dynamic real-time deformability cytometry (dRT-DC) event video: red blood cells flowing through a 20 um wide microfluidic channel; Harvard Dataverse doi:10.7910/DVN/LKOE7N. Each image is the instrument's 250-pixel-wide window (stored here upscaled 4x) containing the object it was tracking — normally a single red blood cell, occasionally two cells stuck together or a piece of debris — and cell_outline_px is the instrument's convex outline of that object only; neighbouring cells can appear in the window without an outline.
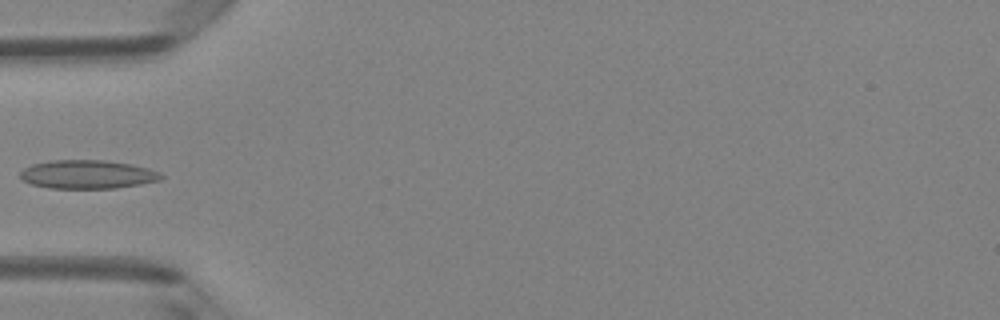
{"species": "Egyptian fruit bat (a non-hibernating species)", "species_latin": "Rousettus aegyptiacus", "temperature_condition": "room temperature", "stored_images_in_passage": 5, "camera_frame_rate_fps": 3000, "um_per_image_px": 0.085, "animal": {"sex": "female"}, "frame": {"image": 1, "passage_image": 5, "time_ms": 1.333, "image_size_px": [1000, 320], "cell_outline_px": [[164, 176], [160, 180], [140, 184], [116, 188], [48, 188], [32, 184], [24, 180], [20, 176], [20, 172], [24, 168], [32, 164], [52, 160], [104, 160], [132, 164], [148, 168], [160, 172]], "centroid_in_image_um": [7.45, 14.82], "position_along_channel_um": 77.5, "area_um2": 23.47}}